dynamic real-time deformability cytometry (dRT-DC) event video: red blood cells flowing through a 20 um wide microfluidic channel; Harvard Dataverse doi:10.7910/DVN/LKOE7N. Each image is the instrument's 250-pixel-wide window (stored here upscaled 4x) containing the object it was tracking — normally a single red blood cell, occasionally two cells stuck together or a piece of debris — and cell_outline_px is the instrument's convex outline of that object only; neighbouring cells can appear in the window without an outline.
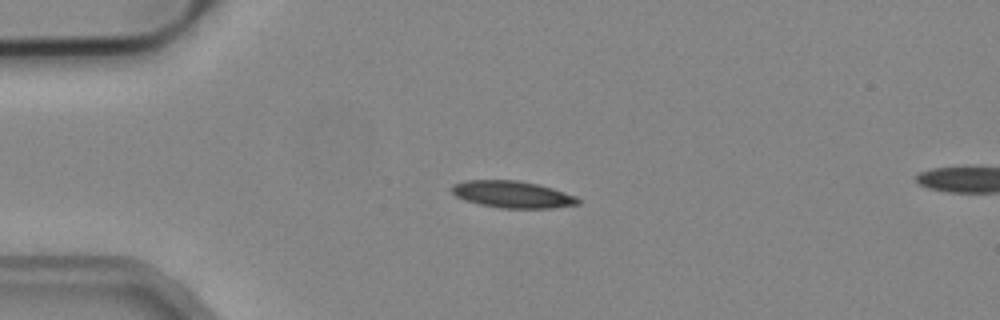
{"species": "common noctule bat (a hibernating species)", "species_latin": "Nyctalus noctula", "temperature_condition": "cold", "stored_images_in_passage": 3, "camera_frame_rate_fps": 3000, "um_per_image_px": 0.085, "animal": {"sex": "male", "body_mass_g": 19.2, "forearm_length_mm": 51.8}, "frame": {"image": 1, "passage_image": 2, "time_ms": 0.333, "image_size_px": [1000, 320], "cell_outline_px": [[580, 204], [552, 208], [500, 208], [480, 204], [464, 200], [456, 196], [448, 188], [452, 184], [464, 180], [516, 180], [536, 184], [552, 188], [576, 196], [580, 200]], "centroid_in_image_um": [43.51, 16.52], "position_along_channel_um": 41.5, "area_um2": 19.88}}